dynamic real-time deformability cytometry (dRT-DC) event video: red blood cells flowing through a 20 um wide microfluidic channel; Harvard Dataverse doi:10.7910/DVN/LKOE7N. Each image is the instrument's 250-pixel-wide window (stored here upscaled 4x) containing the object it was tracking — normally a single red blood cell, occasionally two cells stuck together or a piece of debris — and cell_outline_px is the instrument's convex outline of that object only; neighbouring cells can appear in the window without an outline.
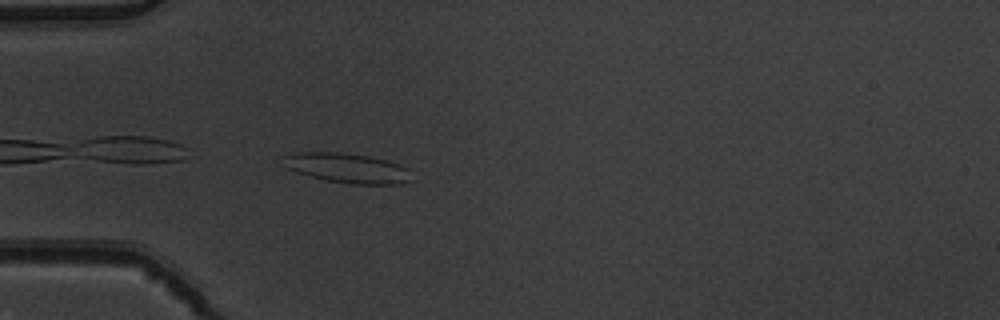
{"species": "common noctule bat (a hibernating species)", "species_latin": "Nyctalus noctula", "temperature_condition": "warm", "stored_images_in_passage": 3, "camera_frame_rate_fps": 3000, "um_per_image_px": 0.085, "animal": {"sex": "male", "body_mass_g": 19.5, "forearm_length_mm": 54.6}, "frame": {"image": 1, "passage_image": 3, "time_ms": 0.667, "image_size_px": [1000, 320], "cell_outline_px": [[412, 180], [400, 184], [352, 184], [328, 180], [296, 172], [288, 168], [284, 156], [300, 152], [340, 152], [368, 156], [400, 164], [408, 168]], "centroid_in_image_um": [29.59, 14.29], "position_along_channel_um": 55.4, "area_um2": 21.85}}